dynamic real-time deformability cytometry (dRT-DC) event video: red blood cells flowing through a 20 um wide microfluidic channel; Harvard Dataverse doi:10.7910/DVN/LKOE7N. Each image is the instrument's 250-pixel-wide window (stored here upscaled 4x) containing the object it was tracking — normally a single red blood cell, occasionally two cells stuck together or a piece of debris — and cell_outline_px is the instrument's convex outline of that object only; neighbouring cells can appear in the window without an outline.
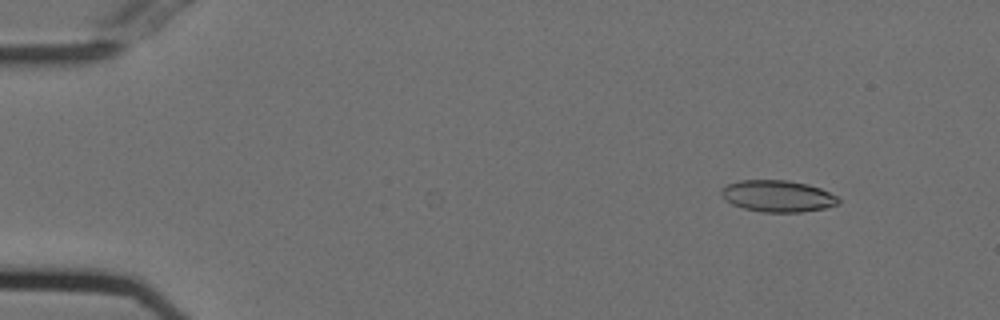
{"species": "Egyptian fruit bat (a non-hibernating species)", "species_latin": "Rousettus aegyptiacus", "temperature_condition": "cold", "stored_images_in_passage": 7, "camera_frame_rate_fps": 3000, "um_per_image_px": 0.085, "animal": {"sex": "female"}, "frame": {"image": 1, "passage_image": 5, "time_ms": 1.333, "image_size_px": [1000, 320], "cell_outline_px": [[840, 204], [824, 208], [800, 212], [764, 212], [744, 208], [732, 204], [724, 200], [720, 192], [728, 184], [740, 180], [788, 180], [808, 184], [820, 188], [836, 196], [840, 200]], "centroid_in_image_um": [66.11, 16.66], "position_along_channel_um": 18.9, "area_um2": 21.5}}